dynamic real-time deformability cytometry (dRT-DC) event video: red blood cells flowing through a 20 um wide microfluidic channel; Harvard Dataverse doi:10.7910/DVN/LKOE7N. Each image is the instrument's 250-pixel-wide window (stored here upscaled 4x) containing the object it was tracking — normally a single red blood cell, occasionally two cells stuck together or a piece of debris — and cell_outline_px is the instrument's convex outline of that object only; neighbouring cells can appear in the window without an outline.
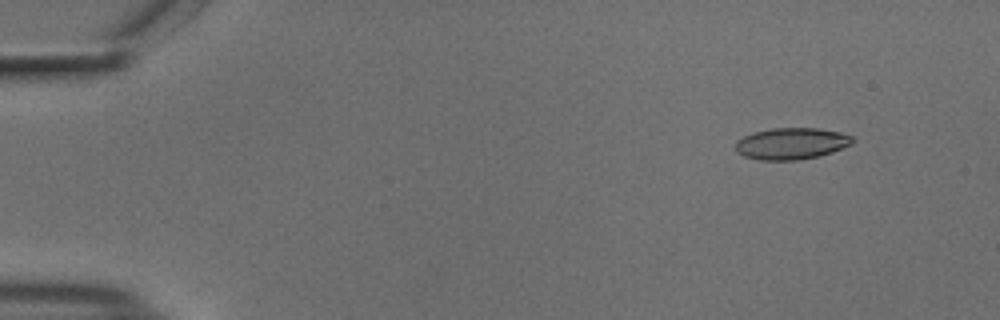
{"species": "common noctule bat (a hibernating species)", "species_latin": "Nyctalus noctula", "temperature_condition": "cold", "stored_images_in_passage": 7, "camera_frame_rate_fps": 3000, "um_per_image_px": 0.085, "animal": {"sex": "male", "body_mass_g": 18.8}, "frame": {"image": 1, "passage_image": 6, "time_ms": 1.667, "image_size_px": [1000, 320], "cell_outline_px": [[856, 140], [852, 144], [832, 152], [820, 156], [796, 160], [756, 160], [744, 156], [736, 152], [736, 140], [752, 132], [772, 128], [820, 128], [840, 132], [852, 136]], "centroid_in_image_um": [67.27, 12.2], "position_along_channel_um": 17.7, "area_um2": 21.79}}